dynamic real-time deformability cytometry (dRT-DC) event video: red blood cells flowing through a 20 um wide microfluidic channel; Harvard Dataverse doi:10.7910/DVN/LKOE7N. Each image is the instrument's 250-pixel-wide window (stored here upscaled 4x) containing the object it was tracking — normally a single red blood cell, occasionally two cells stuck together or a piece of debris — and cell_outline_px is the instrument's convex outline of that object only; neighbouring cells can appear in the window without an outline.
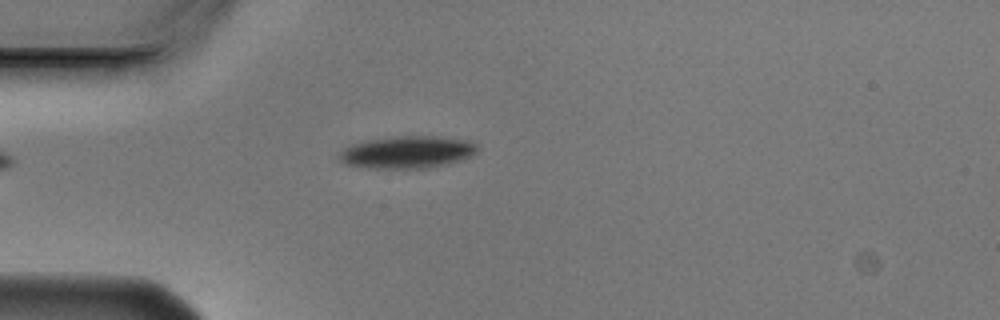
{"species": "Egyptian fruit bat (a non-hibernating species)", "species_latin": "Rousettus aegyptiacus", "temperature_condition": "cold", "stored_images_in_passage": 2, "camera_frame_rate_fps": 3000, "um_per_image_px": 0.085, "animal": {"sex": "male"}, "frame": {"image": 1, "passage_image": 2, "time_ms": 0.333, "image_size_px": [1000, 320], "cell_outline_px": [[476, 152], [460, 160], [448, 164], [428, 168], [372, 168], [348, 164], [340, 160], [340, 152], [344, 148], [352, 144], [364, 140], [392, 136], [436, 136], [472, 140], [476, 144]], "centroid_in_image_um": [34.63, 12.91], "position_along_channel_um": 50.4, "area_um2": 25.95}}